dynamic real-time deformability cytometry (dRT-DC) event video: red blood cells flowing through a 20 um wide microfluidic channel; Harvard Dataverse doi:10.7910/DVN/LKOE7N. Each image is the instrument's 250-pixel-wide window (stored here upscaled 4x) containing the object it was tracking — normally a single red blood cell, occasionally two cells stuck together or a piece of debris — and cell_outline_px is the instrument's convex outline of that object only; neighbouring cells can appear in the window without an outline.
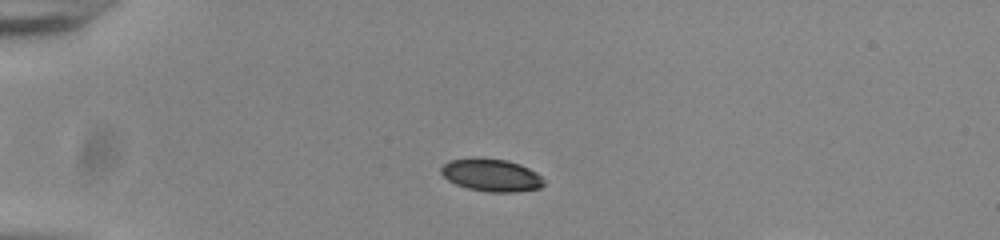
{"species": "common noctule bat (a hibernating species)", "species_latin": "Nyctalus noctula", "temperature_condition": "room temperature", "stored_images_in_passage": 49, "camera_frame_rate_fps": 3000, "um_per_image_px": 0.085, "animal": {"sex": "male", "body_mass_g": 20.0, "forearm_length_mm": 53.3}, "frame": {"image": 1, "passage_image": 11, "time_ms": 3.333, "image_size_px": [1000, 240], "cell_outline_px": [[544, 184], [540, 188], [516, 192], [488, 192], [468, 188], [456, 184], [448, 180], [440, 172], [440, 168], [448, 160], [472, 156], [476, 156], [508, 160], [520, 164], [536, 172], [544, 180]], "centroid_in_image_um": [41.74, 14.86], "position_along_channel_um": 43.3, "area_um2": 19.88}}
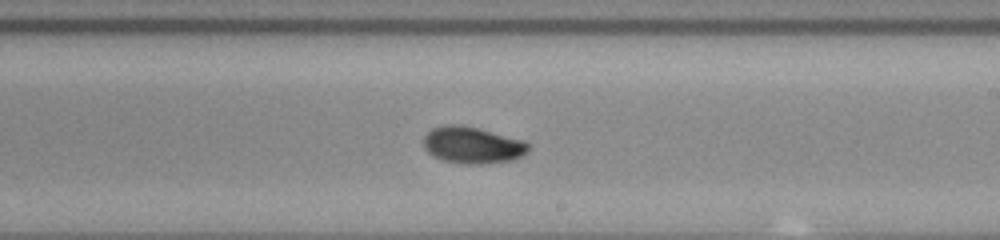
{"frame": {"image": 2, "passage_image": 30, "time_ms": 9.667, "image_size_px": [1000, 240], "cell_outline_px": [[528, 148], [520, 156], [512, 160], [480, 164], [460, 164], [440, 160], [432, 156], [424, 148], [424, 136], [432, 128], [444, 124], [460, 124], [524, 140], [528, 144]], "centroid_in_image_um": [40.09, 12.34], "position_along_channel_um": 248.9, "area_um2": 22.37}}
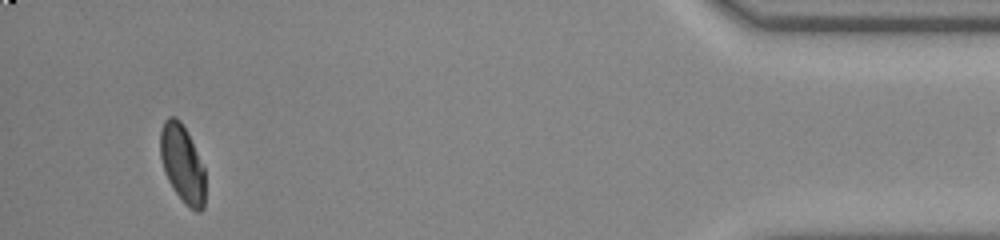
{"frame": {"image": 3, "passage_image": 48, "time_ms": 15.667, "image_size_px": [1000, 240], "cell_outline_px": [[204, 208], [200, 212], [196, 212], [184, 204], [172, 188], [168, 180], [160, 156], [160, 132], [164, 120], [168, 116], [176, 116], [180, 120], [204, 168]], "centroid_in_image_um": [15.48, 13.94], "position_along_channel_um": 419.7, "area_um2": 20.11}}